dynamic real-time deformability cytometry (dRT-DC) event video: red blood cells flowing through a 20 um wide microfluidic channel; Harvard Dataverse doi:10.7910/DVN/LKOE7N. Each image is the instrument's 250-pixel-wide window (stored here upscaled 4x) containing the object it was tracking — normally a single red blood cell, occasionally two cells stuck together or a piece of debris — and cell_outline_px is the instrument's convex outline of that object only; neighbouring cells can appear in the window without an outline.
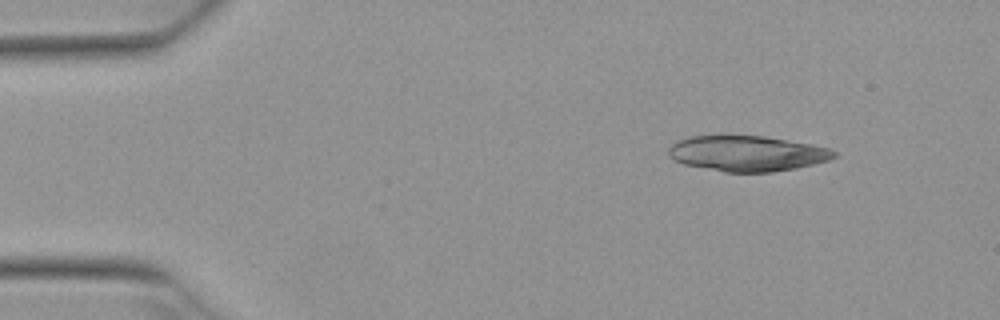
{"species": "Egyptian fruit bat (a non-hibernating species)", "species_latin": "Rousettus aegyptiacus", "temperature_condition": "warm", "stored_images_in_passage": 4, "camera_frame_rate_fps": 3000, "um_per_image_px": 0.085, "animal": {"sex": "female"}, "frame": {"image": 1, "passage_image": 2, "time_ms": 0.333, "image_size_px": [1000, 320], "cell_outline_px": [[836, 156], [828, 160], [796, 168], [772, 172], [724, 172], [684, 164], [676, 160], [668, 152], [668, 148], [676, 140], [688, 136], [720, 132], [764, 136], [812, 144], [828, 148], [836, 152]], "centroid_in_image_um": [63.44, 12.99], "position_along_channel_um": 21.6, "area_um2": 35.14}}